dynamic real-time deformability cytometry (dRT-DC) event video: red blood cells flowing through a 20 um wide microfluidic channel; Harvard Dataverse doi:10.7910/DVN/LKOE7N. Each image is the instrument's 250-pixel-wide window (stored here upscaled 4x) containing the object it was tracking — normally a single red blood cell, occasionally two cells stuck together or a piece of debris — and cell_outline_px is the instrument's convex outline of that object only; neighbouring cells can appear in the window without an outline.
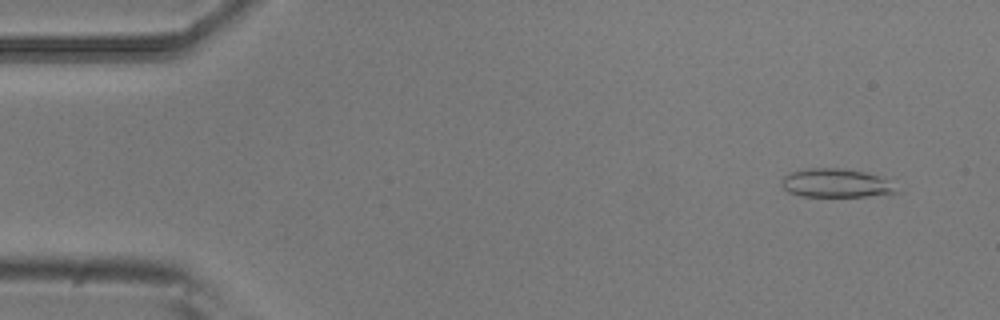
{"species": "common noctule bat (a hibernating species)", "species_latin": "Nyctalus noctula", "temperature_condition": "room temperature", "stored_images_in_passage": 5, "camera_frame_rate_fps": 3000, "um_per_image_px": 0.085, "animal": {"sex": "male", "body_mass_g": 20.5, "forearm_length_mm": 52.5}, "frame": {"image": 1, "passage_image": 1, "time_ms": 0.0, "image_size_px": [1000, 320], "cell_outline_px": [[900, 192], [868, 196], [800, 196], [788, 192], [780, 184], [784, 176], [792, 172], [808, 168], [840, 168], [864, 172], [876, 176], [884, 180]], "centroid_in_image_um": [70.97, 15.57], "position_along_channel_um": 14.0, "area_um2": 18.73}}
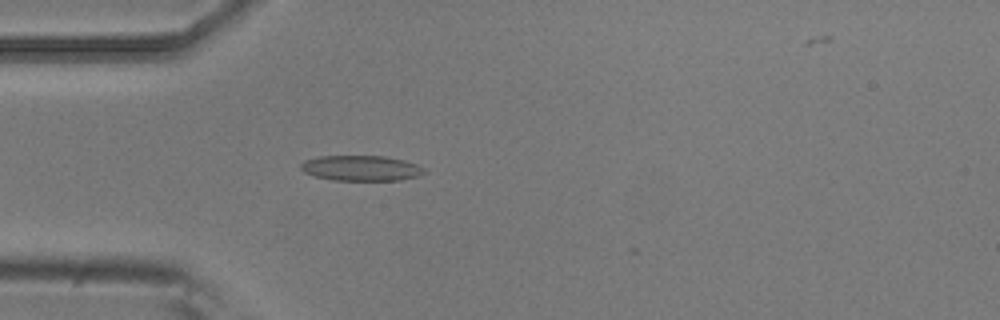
{"frame": {"image": 2, "passage_image": 4, "time_ms": 1.0, "image_size_px": [1000, 320], "cell_outline_px": [[428, 172], [416, 176], [400, 180], [332, 180], [316, 176], [304, 172], [300, 168], [300, 164], [304, 160], [320, 156], [384, 156], [404, 160], [416, 164], [424, 168]], "centroid_in_image_um": [30.69, 14.29], "position_along_channel_um": 54.3, "area_um2": 18.21}}